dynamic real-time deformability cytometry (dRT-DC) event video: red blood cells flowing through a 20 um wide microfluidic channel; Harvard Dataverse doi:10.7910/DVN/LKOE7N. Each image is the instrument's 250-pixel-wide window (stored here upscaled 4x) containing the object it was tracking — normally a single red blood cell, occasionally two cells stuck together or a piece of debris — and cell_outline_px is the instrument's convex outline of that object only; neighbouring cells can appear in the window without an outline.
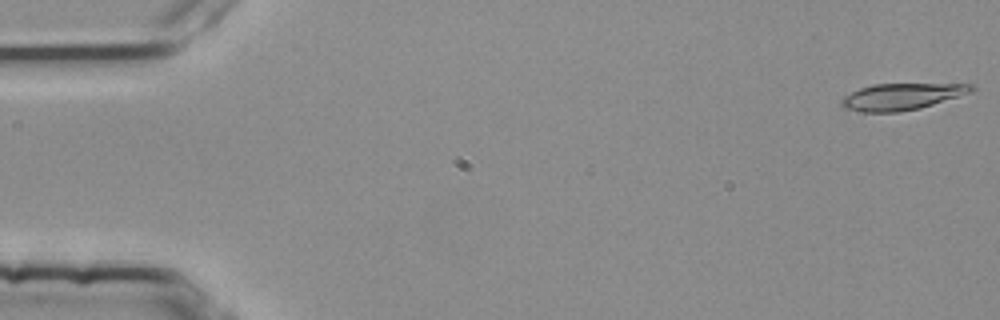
{"species": "common noctule bat (a hibernating species)", "species_latin": "Nyctalus noctula", "temperature_condition": "room temperature", "stored_images_in_passage": 55, "camera_frame_rate_fps": 3000, "um_per_image_px": 0.085, "animal": {"sex": "female", "body_mass_g": 25.1}, "frame": {"image": 1, "passage_image": 1, "time_ms": 0.0, "image_size_px": [1000, 320], "cell_outline_px": [[976, 88], [972, 92], [920, 108], [900, 112], [864, 112], [844, 108], [840, 104], [840, 100], [844, 96], [860, 88], [872, 84], [972, 84]], "centroid_in_image_um": [76.63, 8.21], "position_along_channel_um": 8.4, "area_um2": 20.06}}
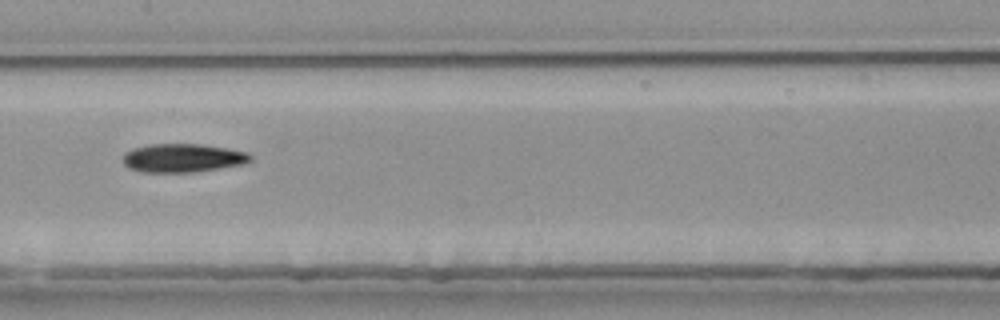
{"frame": {"image": 2, "passage_image": 27, "time_ms": 8.667, "image_size_px": [1000, 320], "cell_outline_px": [[252, 160], [244, 164], [192, 172], [144, 172], [128, 168], [120, 160], [124, 152], [132, 148], [152, 144], [200, 144], [228, 148], [248, 152], [252, 156]], "centroid_in_image_um": [15.5, 13.42], "position_along_channel_um": 191.9, "area_um2": 21.39}}
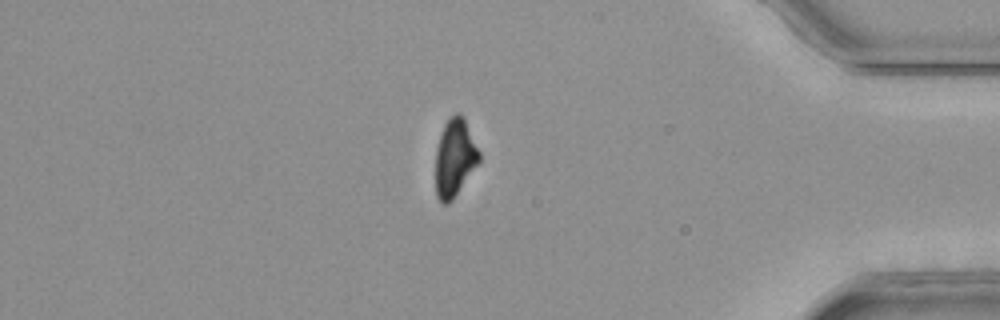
{"frame": {"image": 3, "passage_image": 46, "time_ms": 15.0, "image_size_px": [1000, 320], "cell_outline_px": [[480, 160], [452, 200], [448, 204], [444, 204], [436, 196], [436, 148], [444, 124], [456, 112], [460, 112], [464, 116], [480, 152]], "centroid_in_image_um": [38.66, 13.38], "position_along_channel_um": 396.5, "area_um2": 19.59}}